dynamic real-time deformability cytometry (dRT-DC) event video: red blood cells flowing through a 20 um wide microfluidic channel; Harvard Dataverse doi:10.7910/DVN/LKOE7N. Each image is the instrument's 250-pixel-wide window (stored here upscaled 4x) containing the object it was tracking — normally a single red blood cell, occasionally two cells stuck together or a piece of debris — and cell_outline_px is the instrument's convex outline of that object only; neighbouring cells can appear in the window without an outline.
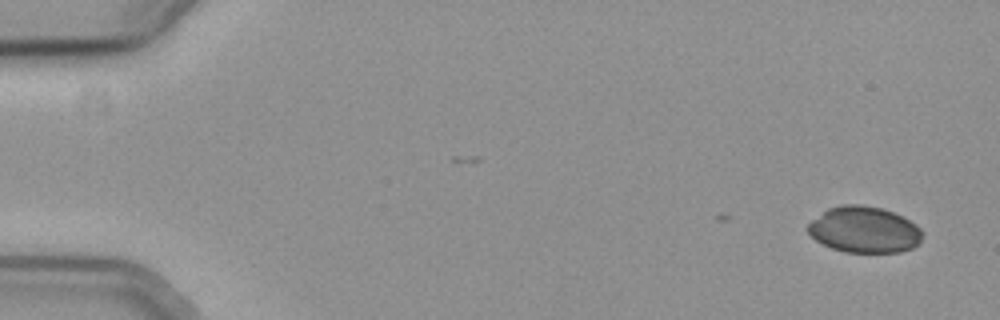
{"species": "common noctule bat (a hibernating species)", "species_latin": "Nyctalus noctula", "temperature_condition": "cold", "stored_images_in_passage": 7, "camera_frame_rate_fps": 3000, "um_per_image_px": 0.085, "animal": {"sex": "female", "body_mass_g": 19.3, "forearm_length_mm": 54.1}, "frame": {"image": 1, "passage_image": 1, "time_ms": 0.0, "image_size_px": [1000, 320], "cell_outline_px": [[924, 232], [920, 244], [912, 248], [900, 252], [844, 252], [832, 248], [816, 240], [808, 232], [808, 224], [812, 220], [828, 208], [840, 204], [860, 204], [884, 208], [904, 216], [916, 224]], "centroid_in_image_um": [73.51, 19.51], "position_along_channel_um": 11.5, "area_um2": 31.15}}